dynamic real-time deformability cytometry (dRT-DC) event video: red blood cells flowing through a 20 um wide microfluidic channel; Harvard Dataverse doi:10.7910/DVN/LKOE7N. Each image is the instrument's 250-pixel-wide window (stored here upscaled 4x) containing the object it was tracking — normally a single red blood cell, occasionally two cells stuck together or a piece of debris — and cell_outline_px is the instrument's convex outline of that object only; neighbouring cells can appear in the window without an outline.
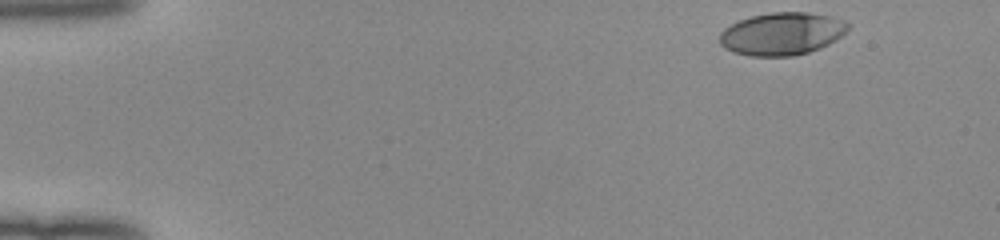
{"species": "human", "species_latin": "Homo sapiens", "temperature_condition": "room temperature", "stored_images_in_passage": 47, "camera_frame_rate_fps": 3000, "um_per_image_px": 0.085, "donor": {"sex": "female"}, "frame": {"image": 1, "passage_image": 1, "time_ms": 0.0, "image_size_px": [1000, 240], "cell_outline_px": [[848, 28], [836, 40], [820, 48], [808, 52], [792, 56], [748, 56], [732, 52], [724, 48], [720, 44], [720, 32], [724, 28], [740, 20], [752, 16], [772, 12], [808, 12], [832, 16], [844, 20], [848, 24]], "centroid_in_image_um": [66.45, 2.87], "position_along_channel_um": 18.6, "area_um2": 31.91}}
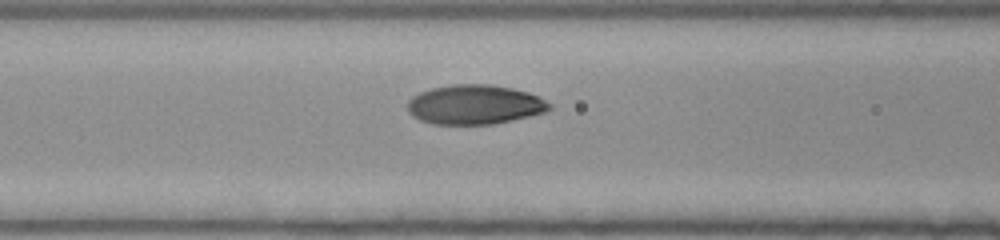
{"frame": {"image": 2, "passage_image": 18, "time_ms": 5.667, "image_size_px": [1000, 240], "cell_outline_px": [[552, 108], [544, 112], [512, 120], [492, 124], [432, 124], [420, 120], [412, 116], [408, 112], [408, 100], [412, 96], [420, 92], [432, 88], [448, 84], [488, 84], [512, 88], [528, 92], [552, 104]], "centroid_in_image_um": [40.31, 8.89], "position_along_channel_um": 126.3, "area_um2": 32.66}}
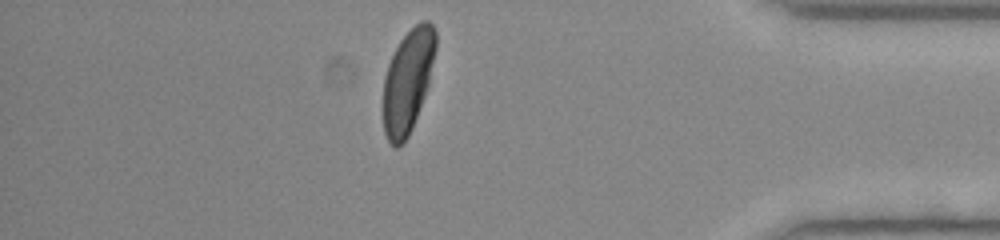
{"frame": {"image": 3, "passage_image": 41, "time_ms": 13.333, "image_size_px": [1000, 240], "cell_outline_px": [[436, 48], [428, 84], [424, 96], [412, 128], [404, 144], [396, 148], [388, 140], [384, 132], [384, 76], [388, 64], [400, 40], [420, 20], [428, 20], [436, 28]], "centroid_in_image_um": [34.67, 6.87], "position_along_channel_um": 400.5, "area_um2": 31.27}, "authors_computed_cell_mechanics": {"area_um2": 32.1368, "velocity_mm_per_s": 3.9879, "shape_relaxation_time_tau1_ms": 2.7755, "shape_relaxation_time_tau2_ms": null, "deformation_change_tau1": 0.1638, "deformation_change_tau2": null}}